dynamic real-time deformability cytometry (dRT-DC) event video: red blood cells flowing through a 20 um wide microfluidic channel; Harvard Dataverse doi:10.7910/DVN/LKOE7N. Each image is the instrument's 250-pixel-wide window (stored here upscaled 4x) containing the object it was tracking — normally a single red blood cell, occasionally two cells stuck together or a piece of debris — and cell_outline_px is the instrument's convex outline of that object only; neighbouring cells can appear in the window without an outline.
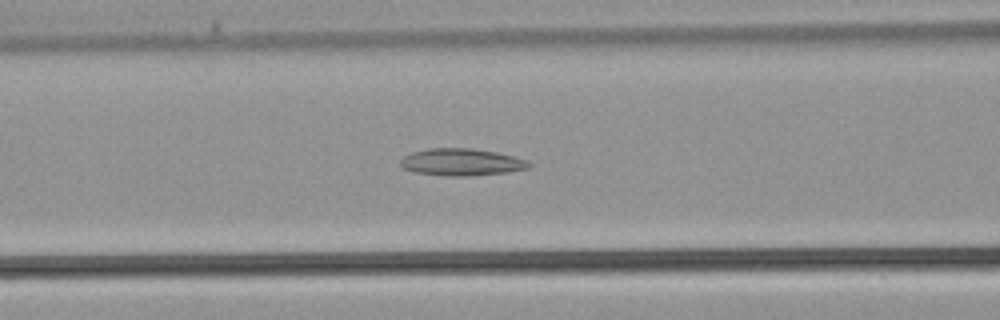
{"species": "common noctule bat (a hibernating species)", "species_latin": "Nyctalus noctula", "temperature_condition": "warm", "stored_images_in_passage": 29, "camera_frame_rate_fps": 3000, "um_per_image_px": 0.085, "animal": {"sex": "male", "body_mass_g": 21.5, "forearm_length_mm": 52.0}, "frame": {"image": 1, "passage_image": 11, "time_ms": 3.333, "image_size_px": [1000, 320], "cell_outline_px": [[532, 164], [528, 168], [508, 172], [468, 176], [444, 176], [416, 172], [404, 168], [400, 164], [400, 160], [404, 156], [412, 152], [428, 148], [472, 148], [496, 152], [528, 160]], "centroid_in_image_um": [39.23, 13.78], "position_along_channel_um": 127.4, "area_um2": 20.29}}
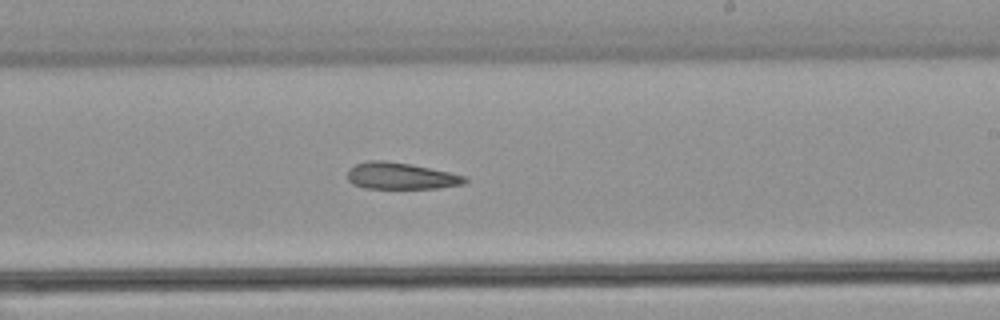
{"frame": {"image": 2, "passage_image": 18, "time_ms": 5.667, "image_size_px": [1000, 320], "cell_outline_px": [[468, 180], [464, 184], [436, 188], [364, 188], [352, 184], [348, 180], [348, 168], [356, 164], [368, 160], [384, 160], [408, 164], [468, 176]], "centroid_in_image_um": [34.05, 14.96], "position_along_channel_um": 255.0, "area_um2": 18.15}}
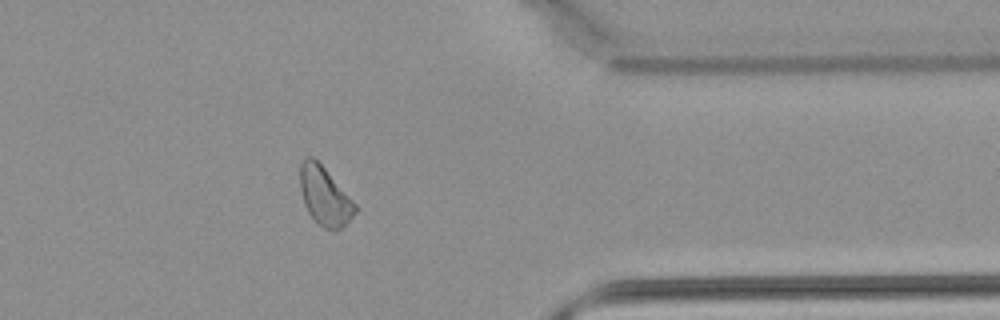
{"frame": {"image": 3, "passage_image": 26, "time_ms": 8.333, "image_size_px": [1000, 320], "cell_outline_px": [[360, 208], [340, 228], [332, 232], [316, 224], [308, 212], [304, 204], [300, 188], [300, 164], [308, 156], [312, 156], [324, 168]], "centroid_in_image_um": [27.59, 16.71], "position_along_channel_um": 383.8, "area_um2": 18.73}}